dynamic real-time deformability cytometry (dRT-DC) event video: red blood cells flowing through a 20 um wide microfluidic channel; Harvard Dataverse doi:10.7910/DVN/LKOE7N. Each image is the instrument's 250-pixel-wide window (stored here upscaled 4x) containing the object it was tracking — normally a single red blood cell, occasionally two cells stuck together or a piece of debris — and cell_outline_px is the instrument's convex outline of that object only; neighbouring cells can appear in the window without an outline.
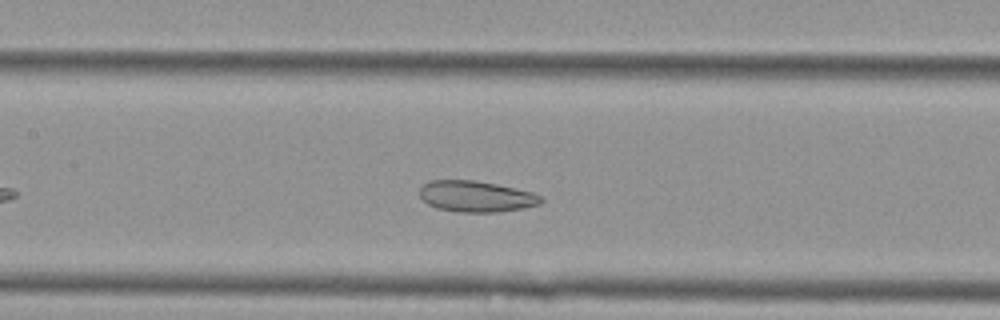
{"species": "Egyptian fruit bat (a non-hibernating species)", "species_latin": "Rousettus aegyptiacus", "temperature_condition": "cold", "stored_images_in_passage": 43, "camera_frame_rate_fps": 3000, "um_per_image_px": 0.085, "animal": {"sex": "female"}, "frame": {"image": 1, "passage_image": 14, "time_ms": 4.333, "image_size_px": [1000, 320], "cell_outline_px": [[544, 200], [540, 204], [524, 208], [500, 212], [460, 212], [436, 208], [428, 204], [420, 196], [420, 188], [428, 180], [476, 180], [496, 184], [532, 192], [540, 196]], "centroid_in_image_um": [40.47, 16.69], "position_along_channel_um": 166.9, "area_um2": 22.02}}
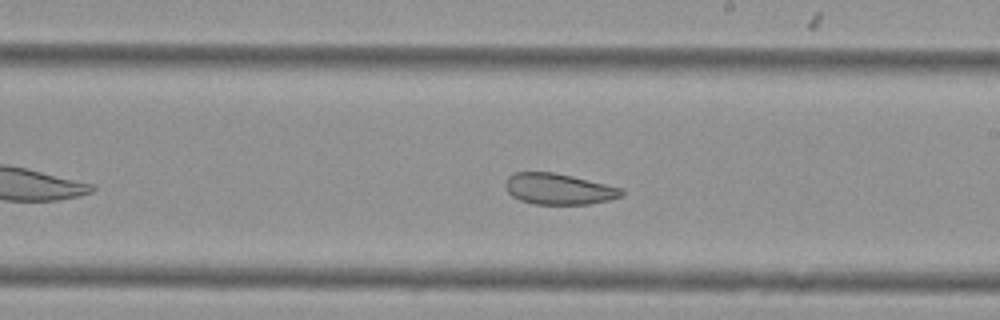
{"frame": {"image": 2, "passage_image": 20, "time_ms": 6.333, "image_size_px": [1000, 320], "cell_outline_px": [[624, 192], [620, 196], [608, 200], [588, 204], [536, 204], [520, 200], [512, 196], [508, 192], [504, 184], [508, 176], [516, 172], [556, 172], [620, 188]], "centroid_in_image_um": [47.43, 16.06], "position_along_channel_um": 241.6, "area_um2": 20.75}}
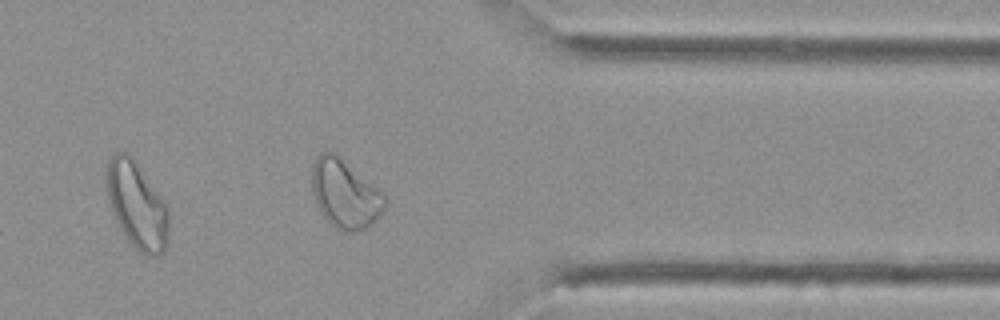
{"frame": {"image": 3, "passage_image": 32, "time_ms": 10.333, "image_size_px": [1000, 320], "cell_outline_px": [[384, 208], [376, 220], [368, 228], [356, 232], [344, 232], [336, 228], [320, 212], [316, 204], [312, 192], [312, 164], [316, 156], [320, 152], [336, 152], [384, 192]], "centroid_in_image_um": [29.32, 16.46], "position_along_channel_um": 382.1, "area_um2": 29.54}, "authors_computed_cell_mechanics": {"area_um2": 24.565, "velocity_mm_per_s": 3.7576, "shape_relaxation_time_tau1_ms": null, "shape_relaxation_time_tau2_ms": 2.8973, "deformation_change_tau1": null, "deformation_change_tau2": 0.0909}}